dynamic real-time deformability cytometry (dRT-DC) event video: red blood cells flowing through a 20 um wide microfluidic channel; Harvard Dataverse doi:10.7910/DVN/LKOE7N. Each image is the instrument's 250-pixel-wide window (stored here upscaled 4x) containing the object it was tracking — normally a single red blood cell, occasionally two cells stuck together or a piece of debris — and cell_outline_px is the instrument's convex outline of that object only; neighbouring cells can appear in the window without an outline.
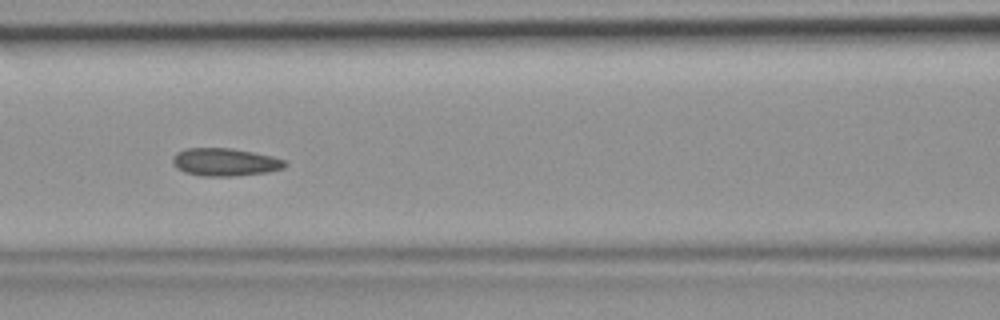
{"species": "common noctule bat (a hibernating species)", "species_latin": "Nyctalus noctula", "temperature_condition": "room temperature", "stored_images_in_passage": 34, "camera_frame_rate_fps": 3000, "um_per_image_px": 0.085, "animal": {"sex": "female", "body_mass_g": 19.9}, "frame": {"image": 1, "passage_image": 15, "time_ms": 4.667, "image_size_px": [1000, 320], "cell_outline_px": [[288, 164], [284, 168], [268, 172], [232, 176], [200, 176], [184, 172], [176, 168], [172, 164], [172, 156], [176, 152], [188, 148], [232, 148], [272, 156], [288, 160]], "centroid_in_image_um": [19.12, 13.78], "position_along_channel_um": 147.5, "area_um2": 18.44}}